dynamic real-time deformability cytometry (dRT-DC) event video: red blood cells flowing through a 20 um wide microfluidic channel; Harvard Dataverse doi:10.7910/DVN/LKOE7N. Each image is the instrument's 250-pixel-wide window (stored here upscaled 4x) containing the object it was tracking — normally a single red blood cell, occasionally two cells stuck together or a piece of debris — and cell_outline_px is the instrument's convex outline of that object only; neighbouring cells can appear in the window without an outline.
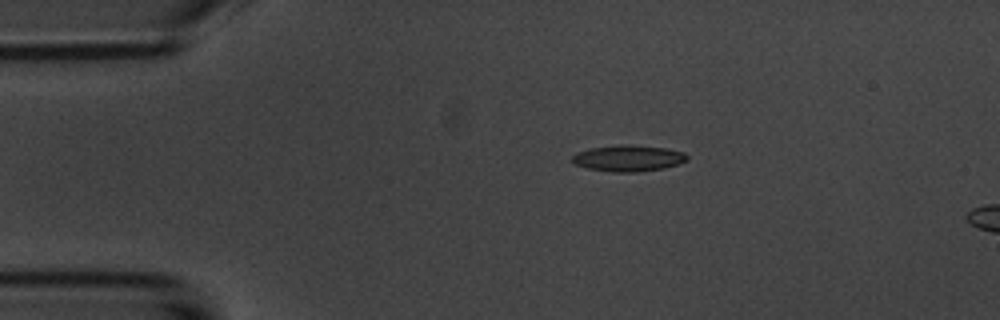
{"species": "common noctule bat (a hibernating species)", "species_latin": "Nyctalus noctula", "temperature_condition": "room temperature", "stored_images_in_passage": 6, "camera_frame_rate_fps": 3000, "um_per_image_px": 0.085, "animal": {"sex": "male", "body_mass_g": 20.1, "forearm_length_mm": 53.5}, "frame": {"image": 1, "passage_image": 1, "time_ms": 0.0, "image_size_px": [1000, 320], "cell_outline_px": [[688, 160], [680, 164], [664, 168], [636, 172], [612, 172], [588, 168], [572, 164], [568, 160], [576, 152], [592, 148], [620, 144], [664, 148], [684, 152], [688, 156]], "centroid_in_image_um": [53.37, 13.46], "position_along_channel_um": 31.6, "area_um2": 17.69}}